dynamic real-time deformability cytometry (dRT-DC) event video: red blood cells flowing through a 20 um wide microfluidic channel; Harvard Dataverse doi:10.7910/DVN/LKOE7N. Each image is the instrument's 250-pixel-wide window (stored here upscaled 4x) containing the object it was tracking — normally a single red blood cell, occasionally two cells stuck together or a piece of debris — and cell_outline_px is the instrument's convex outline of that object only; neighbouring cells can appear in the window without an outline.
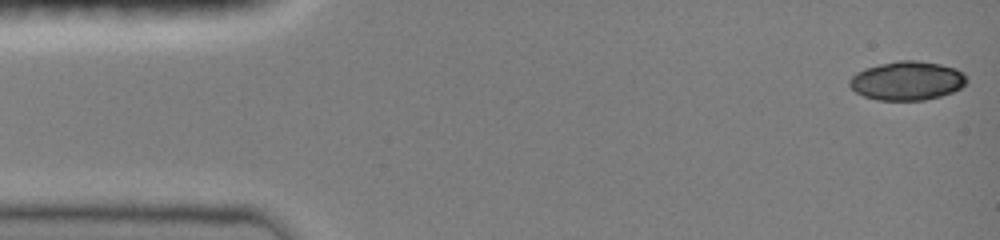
{"species": "common noctule bat (a hibernating species)", "species_latin": "Nyctalus noctula", "temperature_condition": "room temperature", "stored_images_in_passage": 13, "camera_frame_rate_fps": 3000, "um_per_image_px": 0.085, "animal": {"sex": "female", "body_mass_g": 19.0, "forearm_length_mm": 51.5}, "frame": {"image": 1, "passage_image": 1, "time_ms": 0.0, "image_size_px": [1000, 240], "cell_outline_px": [[968, 80], [960, 88], [952, 92], [940, 96], [924, 100], [876, 100], [864, 96], [856, 92], [848, 84], [848, 80], [856, 72], [864, 68], [880, 64], [900, 60], [916, 60], [940, 64], [956, 68], [964, 72]], "centroid_in_image_um": [77.1, 6.86], "position_along_channel_um": 7.9, "area_um2": 26.65}}